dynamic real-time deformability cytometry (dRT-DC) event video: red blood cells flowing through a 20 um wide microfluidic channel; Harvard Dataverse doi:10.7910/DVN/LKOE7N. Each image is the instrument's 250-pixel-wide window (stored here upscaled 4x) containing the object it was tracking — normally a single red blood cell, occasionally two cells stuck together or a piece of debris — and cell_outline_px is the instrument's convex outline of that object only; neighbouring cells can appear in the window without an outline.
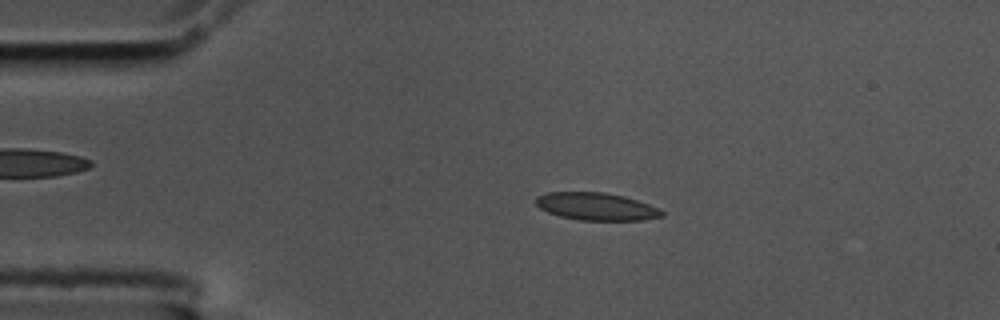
{"species": "common noctule bat (a hibernating species)", "species_latin": "Nyctalus noctula", "temperature_condition": "cold", "stored_images_in_passage": 55, "camera_frame_rate_fps": 3000, "um_per_image_px": 0.085, "animal": {"sex": "male", "body_mass_g": 17.5, "forearm_length_mm": 52.3}, "frame": {"image": 1, "passage_image": 11, "time_ms": 3.333, "image_size_px": [1000, 320], "cell_outline_px": [[664, 216], [644, 220], [580, 220], [560, 216], [548, 212], [540, 208], [536, 204], [536, 196], [548, 192], [604, 192], [624, 196], [660, 208], [664, 212]], "centroid_in_image_um": [50.7, 17.55], "position_along_channel_um": 34.3, "area_um2": 20.23}}
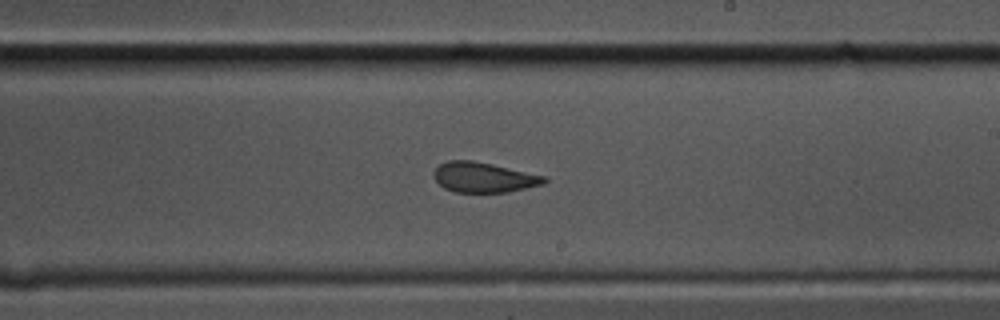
{"frame": {"image": 2, "passage_image": 32, "time_ms": 10.333, "image_size_px": [1000, 320], "cell_outline_px": [[548, 180], [544, 184], [508, 192], [456, 192], [444, 188], [432, 176], [432, 172], [440, 164], [448, 160], [472, 160], [492, 164], [544, 176]], "centroid_in_image_um": [41.09, 15.07], "position_along_channel_um": 247.9, "area_um2": 19.31}}
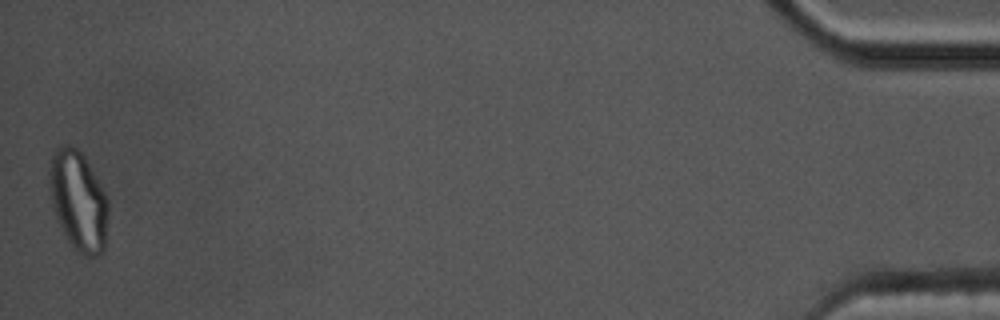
{"frame": {"image": 3, "passage_image": 55, "time_ms": 18.0, "image_size_px": [1000, 320], "cell_outline_px": [[108, 212], [104, 252], [100, 256], [84, 256], [72, 248], [56, 216], [52, 204], [48, 172], [52, 156], [56, 148], [64, 144], [72, 144], [84, 156], [104, 192], [108, 200]], "centroid_in_image_um": [6.66, 17.08], "position_along_channel_um": 428.5, "area_um2": 34.1}, "authors_computed_cell_mechanics": {"area_um2": 20.2878, "velocity_mm_per_s": 3.5897, "shape_relaxation_time_tau1_ms": null, "shape_relaxation_time_tau2_ms": 1.0967, "deformation_change_tau1": null, "deformation_change_tau2": 0.0557}}